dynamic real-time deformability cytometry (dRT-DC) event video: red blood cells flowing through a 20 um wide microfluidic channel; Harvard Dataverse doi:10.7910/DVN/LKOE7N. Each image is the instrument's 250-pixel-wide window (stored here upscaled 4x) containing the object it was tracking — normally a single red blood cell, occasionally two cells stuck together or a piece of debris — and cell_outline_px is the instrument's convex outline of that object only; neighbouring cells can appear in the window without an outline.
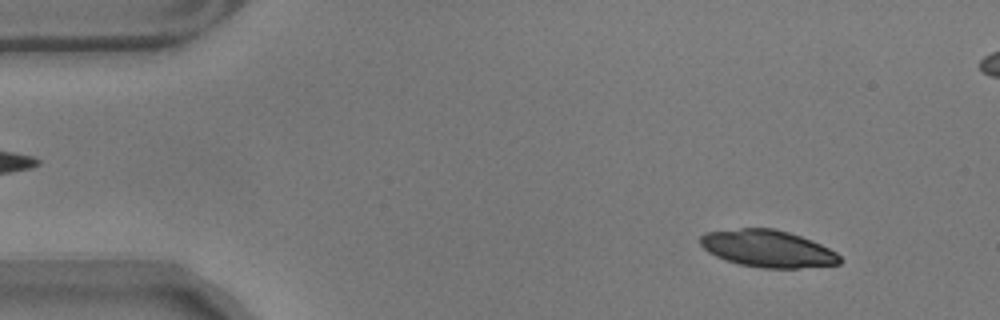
{"species": "common noctule bat (a hibernating species)", "species_latin": "Nyctalus noctula", "temperature_condition": "warm", "stored_images_in_passage": 58, "camera_frame_rate_fps": 3000, "um_per_image_px": 0.085, "animal": {"sex": "male", "body_mass_g": 17.9}, "frame": {"image": 1, "passage_image": 6, "time_ms": 1.667, "image_size_px": [1000, 320], "cell_outline_px": [[844, 260], [840, 264], [796, 268], [760, 268], [740, 264], [716, 256], [708, 252], [700, 244], [700, 236], [704, 232], [740, 228], [776, 228], [812, 240], [836, 252]], "centroid_in_image_um": [65.26, 21.13], "position_along_channel_um": 19.7, "area_um2": 30.17}}
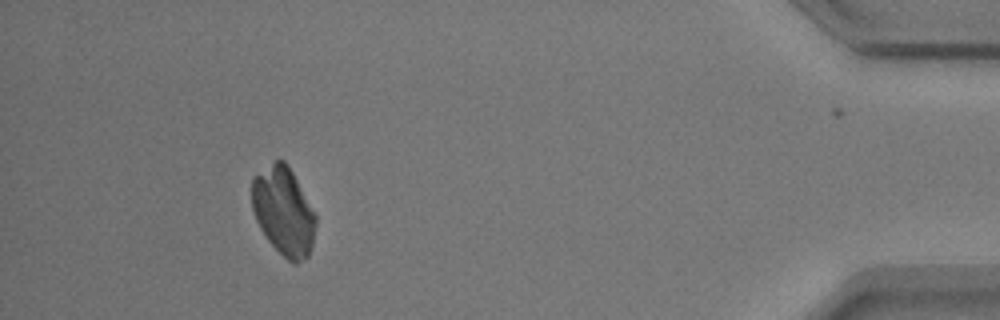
{"frame": {"image": 2, "passage_image": 52, "time_ms": 17.0, "image_size_px": [1000, 320], "cell_outline_px": [[316, 224], [312, 244], [308, 256], [296, 264], [292, 264], [268, 240], [260, 228], [256, 220], [252, 208], [252, 176], [276, 160], [284, 160], [292, 172], [316, 216]], "centroid_in_image_um": [24.09, 17.96], "position_along_channel_um": 411.1, "area_um2": 32.43}}